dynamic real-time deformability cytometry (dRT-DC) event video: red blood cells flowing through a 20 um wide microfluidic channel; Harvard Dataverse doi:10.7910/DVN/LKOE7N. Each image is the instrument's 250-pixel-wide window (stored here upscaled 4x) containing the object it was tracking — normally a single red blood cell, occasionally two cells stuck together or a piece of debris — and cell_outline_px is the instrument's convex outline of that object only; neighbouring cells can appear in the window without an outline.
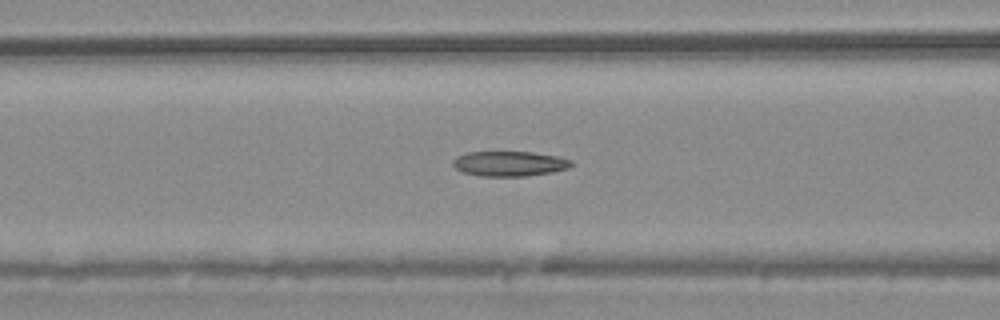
{"species": "common noctule bat (a hibernating species)", "species_latin": "Nyctalus noctula", "temperature_condition": "warm", "stored_images_in_passage": 48, "camera_frame_rate_fps": 3000, "um_per_image_px": 0.085, "animal": {"sex": "male", "body_mass_g": 20.4}, "frame": {"image": 1, "passage_image": 16, "time_ms": 5.0, "image_size_px": [1000, 320], "cell_outline_px": [[572, 164], [568, 168], [552, 172], [524, 176], [480, 176], [464, 172], [456, 168], [452, 164], [452, 160], [456, 156], [468, 152], [532, 152], [556, 156], [572, 160]], "centroid_in_image_um": [43.28, 13.91], "position_along_channel_um": 123.3, "area_um2": 17.17}}
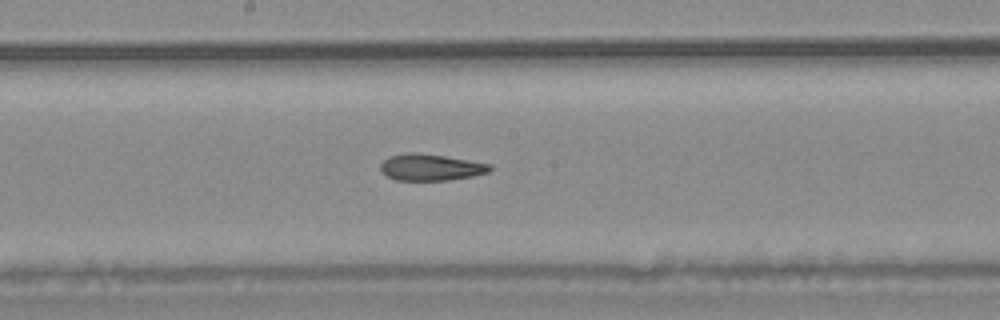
{"frame": {"image": 2, "passage_image": 23, "time_ms": 7.333, "image_size_px": [1000, 320], "cell_outline_px": [[492, 168], [488, 172], [472, 176], [448, 180], [396, 180], [388, 176], [380, 168], [380, 164], [388, 156], [416, 152], [444, 156], [492, 164]], "centroid_in_image_um": [36.62, 14.22], "position_along_channel_um": 211.6, "area_um2": 16.7}}
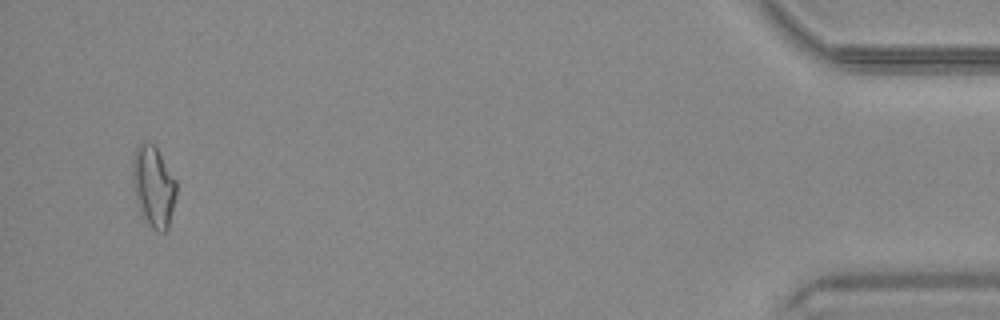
{"frame": {"image": 3, "passage_image": 46, "time_ms": 15.0, "image_size_px": [1000, 320], "cell_outline_px": [[176, 196], [168, 228], [164, 232], [156, 232], [148, 224], [140, 212], [136, 200], [132, 184], [132, 160], [136, 144], [144, 140], [152, 144], [156, 148], [176, 180]], "centroid_in_image_um": [13.02, 15.83], "position_along_channel_um": 422.2, "area_um2": 20.87}, "authors_computed_cell_mechanics": {"area_um2": 17.9469, "velocity_mm_per_s": 3.7809, "shape_relaxation_time_tau1_ms": null, "shape_relaxation_time_tau2_ms": 2.4778, "deformation_change_tau1": null, "deformation_change_tau2": 0.0974}}